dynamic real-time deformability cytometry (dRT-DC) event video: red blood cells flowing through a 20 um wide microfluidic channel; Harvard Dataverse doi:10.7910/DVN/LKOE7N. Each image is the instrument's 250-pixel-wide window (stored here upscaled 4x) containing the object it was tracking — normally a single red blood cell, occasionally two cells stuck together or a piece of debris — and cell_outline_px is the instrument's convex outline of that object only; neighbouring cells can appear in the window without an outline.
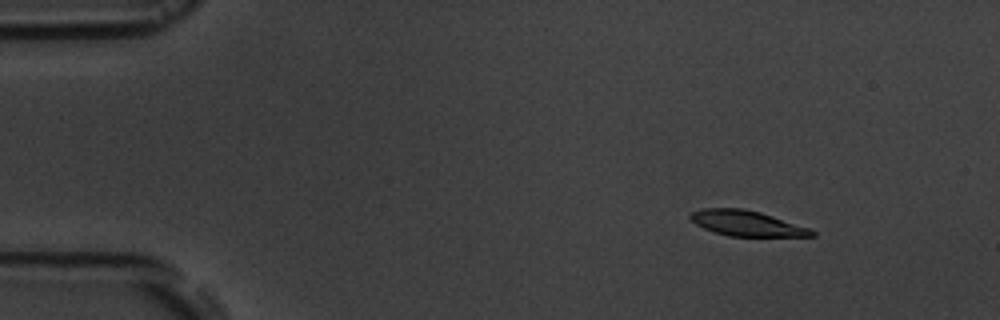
{"species": "common noctule bat (a hibernating species)", "species_latin": "Nyctalus noctula", "temperature_condition": "room temperature", "stored_images_in_passage": 4, "camera_frame_rate_fps": 3000, "um_per_image_px": 0.085, "animal": {"sex": "male", "body_mass_g": 19.5, "forearm_length_mm": 54.6}, "frame": {"image": 1, "passage_image": 2, "time_ms": 1.333, "image_size_px": [1000, 320], "cell_outline_px": [[816, 236], [728, 236], [704, 228], [696, 224], [688, 216], [692, 212], [704, 208], [744, 208], [760, 212], [812, 228], [816, 232]], "centroid_in_image_um": [63.52, 18.98], "position_along_channel_um": 21.5, "area_um2": 17.98}}